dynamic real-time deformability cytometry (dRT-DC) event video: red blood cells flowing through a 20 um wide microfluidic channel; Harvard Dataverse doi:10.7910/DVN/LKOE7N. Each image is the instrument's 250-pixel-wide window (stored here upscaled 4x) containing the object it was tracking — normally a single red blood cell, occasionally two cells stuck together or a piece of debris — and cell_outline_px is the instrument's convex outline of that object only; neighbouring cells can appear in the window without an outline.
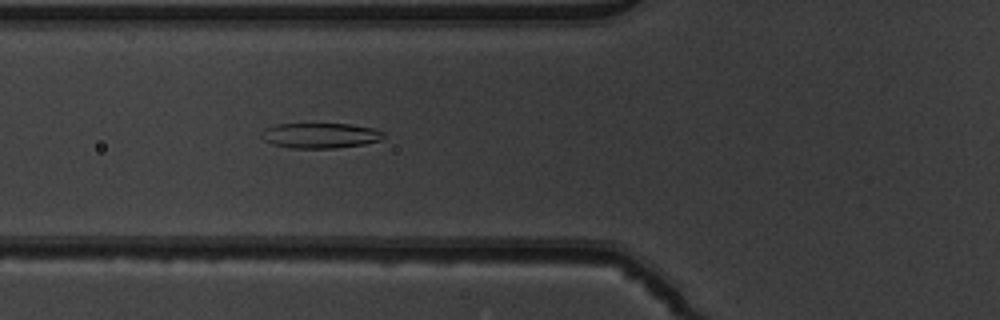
{"species": "common noctule bat (a hibernating species)", "species_latin": "Nyctalus noctula", "temperature_condition": "warm", "stored_images_in_passage": 43, "camera_frame_rate_fps": 3000, "um_per_image_px": 0.085, "animal": {"sex": "male", "body_mass_g": 19.5, "forearm_length_mm": 54.6}, "frame": {"image": 1, "passage_image": 11, "time_ms": 3.333, "image_size_px": [1000, 320], "cell_outline_px": [[384, 136], [380, 140], [364, 144], [336, 148], [288, 148], [272, 144], [264, 140], [260, 136], [260, 132], [264, 128], [276, 124], [348, 124], [376, 128], [384, 132]], "centroid_in_image_um": [27.19, 11.52], "position_along_channel_um": 98.6, "area_um2": 18.15}}
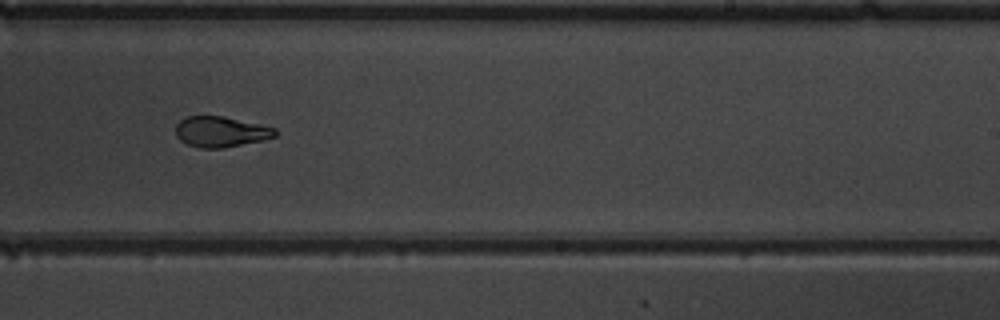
{"frame": {"image": 2, "passage_image": 24, "time_ms": 7.667, "image_size_px": [1000, 320], "cell_outline_px": [[276, 136], [264, 140], [224, 148], [200, 148], [188, 144], [180, 140], [176, 136], [176, 124], [180, 120], [188, 116], [224, 116], [260, 124], [276, 128]], "centroid_in_image_um": [18.77, 11.2], "position_along_channel_um": 270.2, "area_um2": 17.8}}
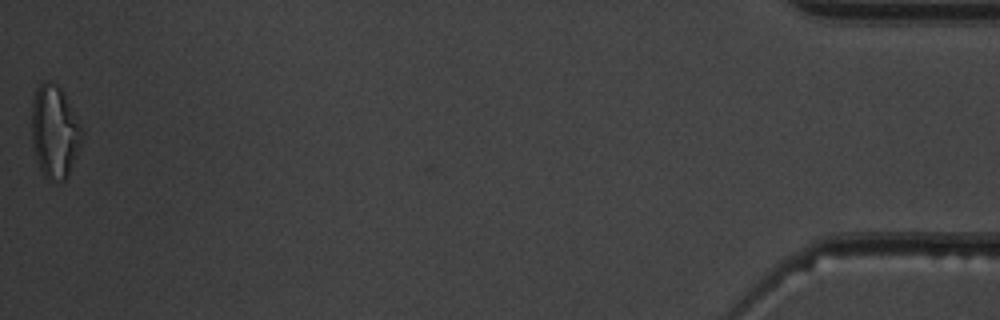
{"frame": {"image": 3, "passage_image": 43, "time_ms": 14.0, "image_size_px": [1000, 320], "cell_outline_px": [[84, 136], [80, 148], [68, 176], [64, 180], [60, 180], [44, 176], [40, 168], [36, 156], [32, 140], [32, 104], [36, 88], [40, 84], [48, 80], [52, 80], [60, 88], [80, 124], [84, 132]], "centroid_in_image_um": [4.66, 11.17], "position_along_channel_um": 430.5, "area_um2": 26.82}, "authors_computed_cell_mechanics": {"area_um2": 18.9006, "velocity_mm_per_s": 3.9655, "shape_relaxation_time_tau1_ms": 7.3144, "shape_relaxation_time_tau2_ms": 1.3139, "deformation_change_tau1": 0.2445, "deformation_change_tau2": 0.0654}}